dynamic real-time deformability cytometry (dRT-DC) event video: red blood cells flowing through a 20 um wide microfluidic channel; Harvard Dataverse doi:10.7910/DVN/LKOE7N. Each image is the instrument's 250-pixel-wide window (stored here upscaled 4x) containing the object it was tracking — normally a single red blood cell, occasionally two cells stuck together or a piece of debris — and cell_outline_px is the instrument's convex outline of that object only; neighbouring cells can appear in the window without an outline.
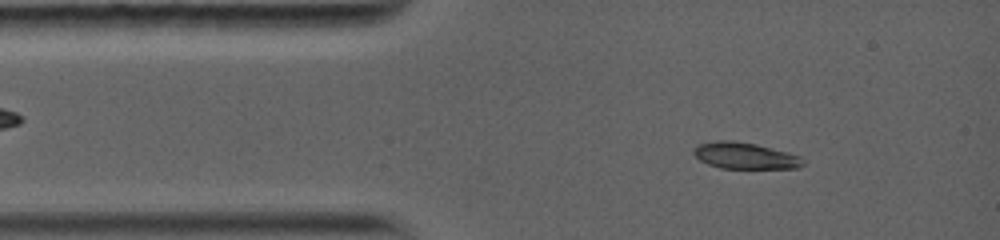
{"species": "common noctule bat (a hibernating species)", "species_latin": "Nyctalus noctula", "temperature_condition": "warm", "stored_images_in_passage": 16, "camera_frame_rate_fps": 5000, "um_per_image_px": 0.085, "animal": {"sex": "female", "body_mass_g": 19.0, "forearm_length_mm": 56.7}, "frame": {"image": 1, "passage_image": 5, "time_ms": 1.0, "image_size_px": [1000, 240], "cell_outline_px": [[804, 164], [796, 168], [720, 168], [708, 164], [700, 160], [692, 152], [700, 144], [716, 140], [736, 140], [756, 144], [788, 152], [800, 156], [804, 160]], "centroid_in_image_um": [63.34, 13.23], "position_along_channel_um": 21.7, "area_um2": 16.76}}
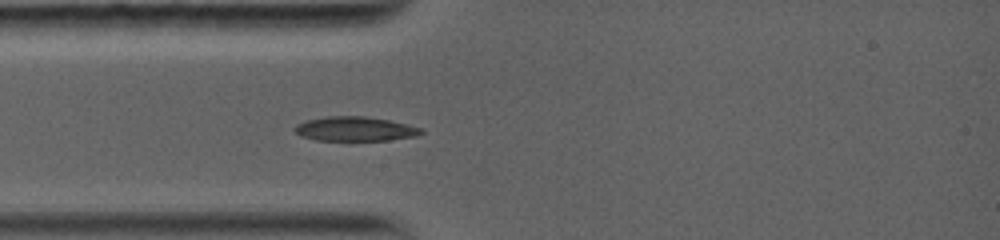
{"frame": {"image": 2, "passage_image": 13, "time_ms": 2.6, "image_size_px": [1000, 240], "cell_outline_px": [[424, 132], [416, 136], [388, 140], [316, 140], [300, 136], [292, 128], [296, 124], [308, 120], [324, 116], [364, 116], [388, 120], [420, 128]], "centroid_in_image_um": [30.12, 10.95], "position_along_channel_um": 54.9, "area_um2": 17.8}}
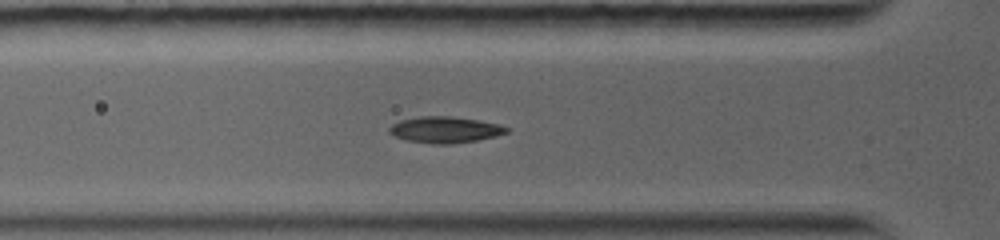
{"frame": {"image": 3, "passage_image": 16, "time_ms": 3.4, "image_size_px": [1000, 240], "cell_outline_px": [[508, 132], [496, 136], [476, 140], [452, 144], [432, 144], [408, 140], [396, 136], [388, 132], [388, 128], [392, 124], [400, 120], [420, 116], [452, 116], [500, 124], [508, 128]], "centroid_in_image_um": [37.82, 11.02], "position_along_channel_um": 88.0, "area_um2": 17.86}}